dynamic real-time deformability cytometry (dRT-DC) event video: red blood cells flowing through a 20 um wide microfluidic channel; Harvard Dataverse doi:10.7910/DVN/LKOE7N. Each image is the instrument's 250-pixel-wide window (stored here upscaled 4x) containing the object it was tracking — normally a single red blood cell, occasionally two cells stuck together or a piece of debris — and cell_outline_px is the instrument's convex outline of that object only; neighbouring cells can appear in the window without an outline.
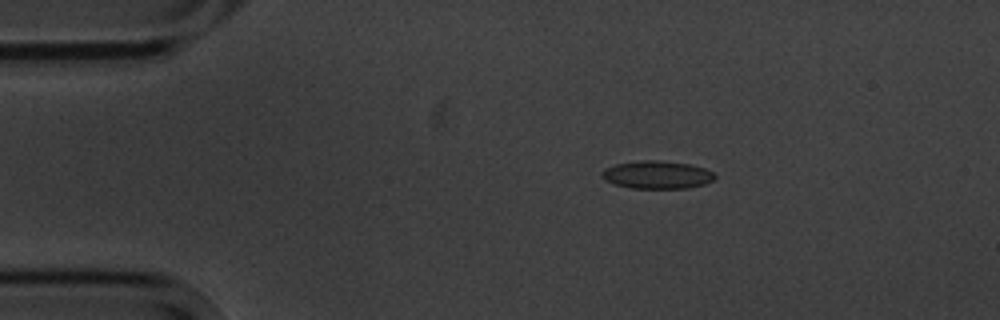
{"species": "common noctule bat (a hibernating species)", "species_latin": "Nyctalus noctula", "temperature_condition": "cold", "stored_images_in_passage": 5, "camera_frame_rate_fps": 3000, "um_per_image_px": 0.085, "animal": {"sex": "male", "body_mass_g": 20.1, "forearm_length_mm": 53.5}, "frame": {"image": 1, "passage_image": 2, "time_ms": 1.333, "image_size_px": [1000, 320], "cell_outline_px": [[716, 176], [712, 180], [704, 184], [688, 188], [628, 188], [604, 180], [600, 172], [604, 168], [616, 164], [644, 160], [656, 160], [688, 164], [704, 168], [712, 172]], "centroid_in_image_um": [55.82, 14.86], "position_along_channel_um": 29.2, "area_um2": 18.21}}
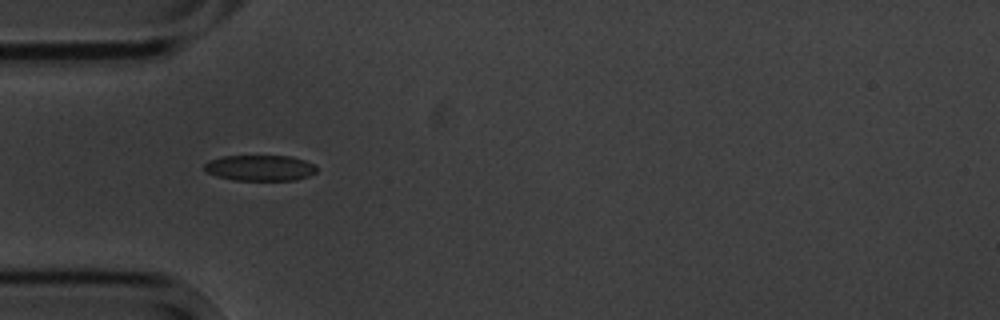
{"frame": {"image": 2, "passage_image": 4, "time_ms": 3.667, "image_size_px": [1000, 320], "cell_outline_px": [[316, 172], [308, 176], [296, 180], [236, 180], [216, 176], [208, 172], [204, 168], [204, 164], [208, 160], [224, 156], [292, 156], [316, 164]], "centroid_in_image_um": [22.12, 14.27], "position_along_channel_um": 62.9, "area_um2": 16.88}}
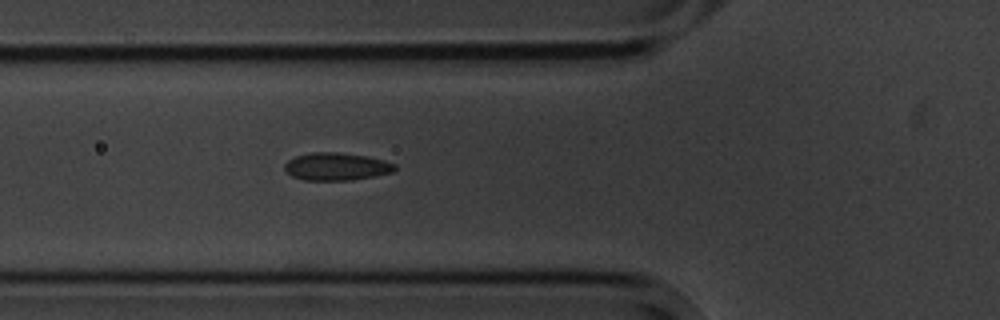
{"frame": {"image": 3, "passage_image": 5, "time_ms": 4.667, "image_size_px": [1000, 320], "cell_outline_px": [[396, 168], [392, 172], [376, 176], [352, 180], [304, 180], [292, 176], [284, 168], [284, 164], [288, 160], [296, 156], [312, 152], [340, 152], [368, 156], [384, 160], [396, 164]], "centroid_in_image_um": [28.61, 14.15], "position_along_channel_um": 97.2, "area_um2": 17.86}}